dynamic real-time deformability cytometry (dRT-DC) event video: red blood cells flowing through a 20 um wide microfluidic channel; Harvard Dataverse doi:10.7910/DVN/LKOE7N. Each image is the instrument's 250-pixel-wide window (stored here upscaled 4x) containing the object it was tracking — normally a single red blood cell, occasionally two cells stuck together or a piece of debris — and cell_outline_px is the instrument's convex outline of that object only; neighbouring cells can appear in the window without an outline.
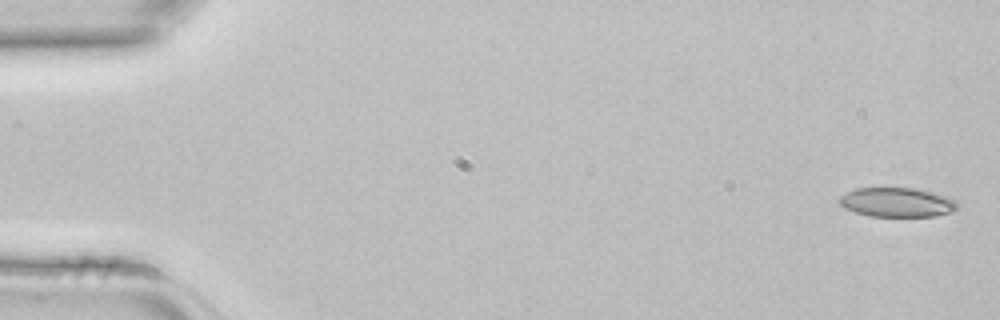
{"species": "common noctule bat (a hibernating species)", "species_latin": "Nyctalus noctula", "temperature_condition": "room temperature", "stored_images_in_passage": 3, "camera_frame_rate_fps": 3000, "um_per_image_px": 0.085, "animal": {"sex": "female", "body_mass_g": 22.7, "forearm_length_mm": 54.2}, "frame": {"image": 1, "passage_image": 1, "time_ms": 0.0, "image_size_px": [1000, 320], "cell_outline_px": [[960, 204], [952, 212], [936, 216], [868, 216], [844, 208], [840, 204], [840, 196], [856, 188], [916, 188], [948, 196], [956, 200]], "centroid_in_image_um": [76.29, 17.19], "position_along_channel_um": 8.7, "area_um2": 20.23}}